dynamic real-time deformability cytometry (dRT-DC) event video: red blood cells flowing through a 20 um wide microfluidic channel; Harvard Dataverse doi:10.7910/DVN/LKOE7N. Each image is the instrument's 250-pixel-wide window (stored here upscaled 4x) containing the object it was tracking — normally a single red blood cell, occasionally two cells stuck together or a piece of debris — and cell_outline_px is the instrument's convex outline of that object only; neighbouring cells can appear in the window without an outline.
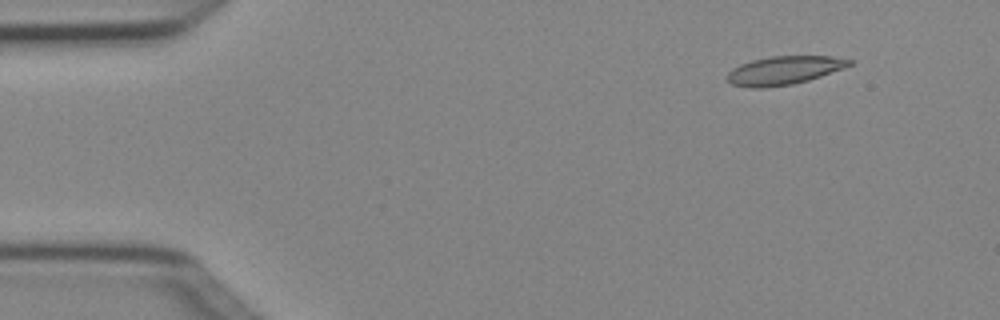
{"species": "Egyptian fruit bat (a non-hibernating species)", "species_latin": "Rousettus aegyptiacus", "temperature_condition": "cold", "stored_images_in_passage": 7, "camera_frame_rate_fps": 3000, "um_per_image_px": 0.085, "animal": {"sex": "female"}, "frame": {"image": 1, "passage_image": 2, "time_ms": 0.333, "image_size_px": [1000, 320], "cell_outline_px": [[852, 64], [844, 68], [808, 80], [792, 84], [764, 88], [752, 88], [732, 84], [728, 80], [728, 72], [732, 68], [740, 64], [752, 60], [772, 56], [832, 56], [852, 60]], "centroid_in_image_um": [66.64, 5.98], "position_along_channel_um": 18.4, "area_um2": 20.11}}
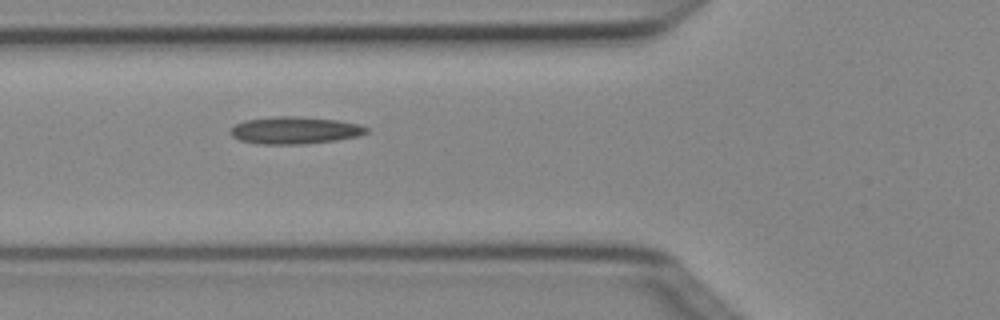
{"frame": {"image": 2, "passage_image": 5, "time_ms": 1.333, "image_size_px": [1000, 320], "cell_outline_px": [[368, 132], [356, 136], [336, 140], [304, 144], [260, 144], [240, 140], [232, 136], [228, 132], [236, 124], [244, 120], [276, 116], [292, 116], [336, 120], [360, 124], [368, 128]], "centroid_in_image_um": [25.03, 11.08], "position_along_channel_um": 100.8, "area_um2": 21.44}}
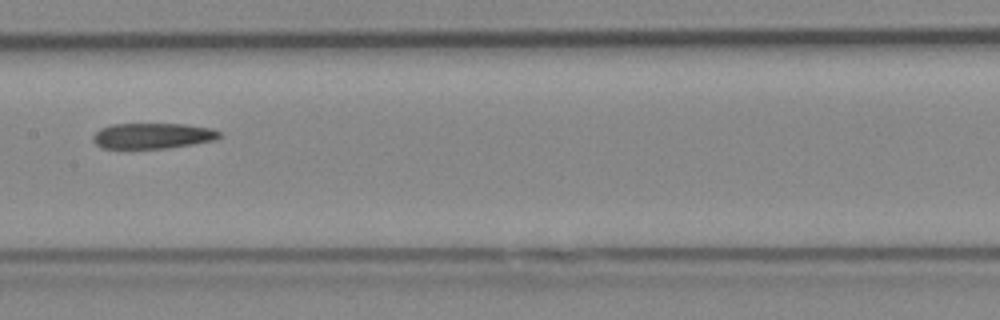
{"frame": {"image": 3, "passage_image": 7, "time_ms": 2.0, "image_size_px": [1000, 320], "cell_outline_px": [[224, 136], [216, 140], [168, 148], [100, 148], [92, 140], [92, 136], [100, 128], [112, 124], [184, 124], [212, 128], [220, 132]], "centroid_in_image_um": [12.99, 11.54], "position_along_channel_um": 194.4, "area_um2": 19.02}}